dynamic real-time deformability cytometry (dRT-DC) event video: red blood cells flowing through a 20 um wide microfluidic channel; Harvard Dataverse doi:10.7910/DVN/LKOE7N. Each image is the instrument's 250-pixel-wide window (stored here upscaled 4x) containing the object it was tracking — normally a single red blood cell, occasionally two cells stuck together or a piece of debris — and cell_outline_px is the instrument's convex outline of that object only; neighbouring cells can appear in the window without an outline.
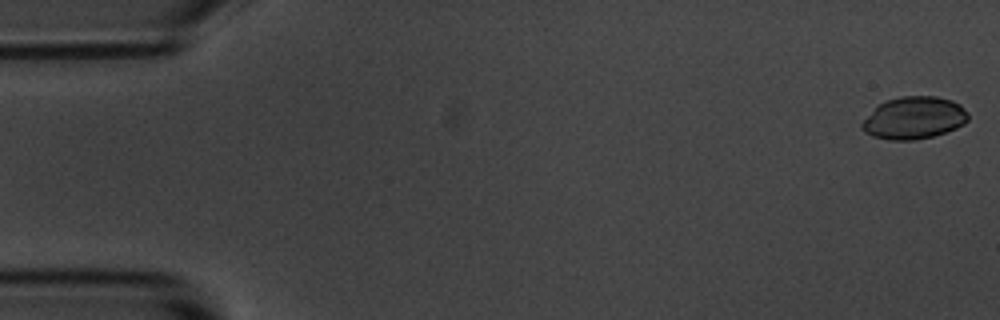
{"species": "common noctule bat (a hibernating species)", "species_latin": "Nyctalus noctula", "temperature_condition": "room temperature", "stored_images_in_passage": 4, "camera_frame_rate_fps": 3000, "um_per_image_px": 0.085, "animal": {"sex": "male", "body_mass_g": 20.1, "forearm_length_mm": 53.5}, "frame": {"image": 1, "passage_image": 1, "time_ms": 0.0, "image_size_px": [1000, 320], "cell_outline_px": [[968, 120], [964, 124], [956, 128], [932, 136], [916, 140], [888, 140], [872, 136], [864, 132], [860, 128], [860, 124], [880, 104], [888, 100], [900, 96], [936, 96], [952, 100], [960, 104], [968, 112]], "centroid_in_image_um": [77.7, 10.03], "position_along_channel_um": 7.3, "area_um2": 26.13}}